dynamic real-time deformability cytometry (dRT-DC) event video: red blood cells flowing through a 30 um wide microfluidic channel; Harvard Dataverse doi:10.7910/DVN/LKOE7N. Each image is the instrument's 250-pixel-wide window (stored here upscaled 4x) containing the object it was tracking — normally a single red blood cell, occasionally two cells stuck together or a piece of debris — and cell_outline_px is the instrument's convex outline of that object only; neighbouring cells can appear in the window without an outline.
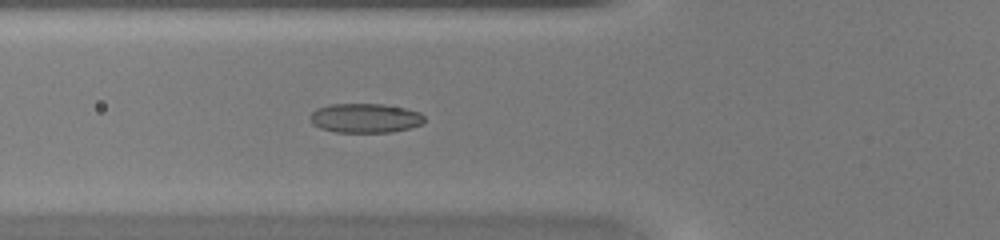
{"species": "common noctule bat (a hibernating species)", "species_latin": "Nyctalus noctula", "temperature_condition": "warm", "stored_images_in_passage": 46, "camera_frame_rate_fps": 3000, "um_per_image_px": 0.085, "animal": {"sex": "female", "body_mass_g": 20.0, "forearm_length_mm": 54.0}, "frame": {"image": 1, "passage_image": 18, "time_ms": 5.667, "image_size_px": [1000, 240], "cell_outline_px": [[424, 120], [420, 124], [408, 128], [392, 132], [336, 132], [320, 128], [312, 124], [308, 116], [316, 108], [328, 104], [384, 104], [404, 108], [420, 112], [424, 116]], "centroid_in_image_um": [30.99, 10.03], "position_along_channel_um": 94.8, "area_um2": 19.59}}
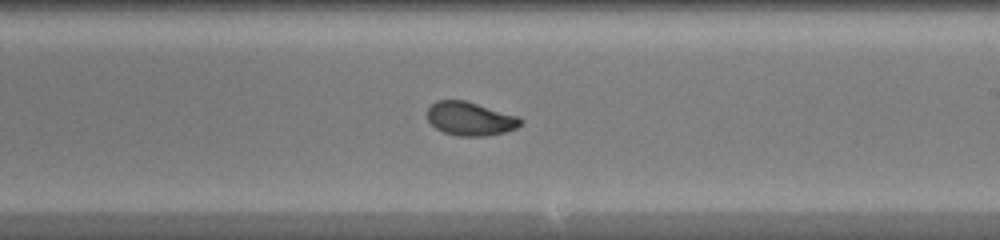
{"frame": {"image": 2, "passage_image": 28, "time_ms": 9.0, "image_size_px": [1000, 240], "cell_outline_px": [[524, 120], [516, 128], [504, 132], [484, 136], [460, 136], [444, 132], [436, 128], [428, 120], [428, 108], [436, 100], [464, 100], [516, 116]], "centroid_in_image_um": [39.94, 10.09], "position_along_channel_um": 249.1, "area_um2": 17.92}}
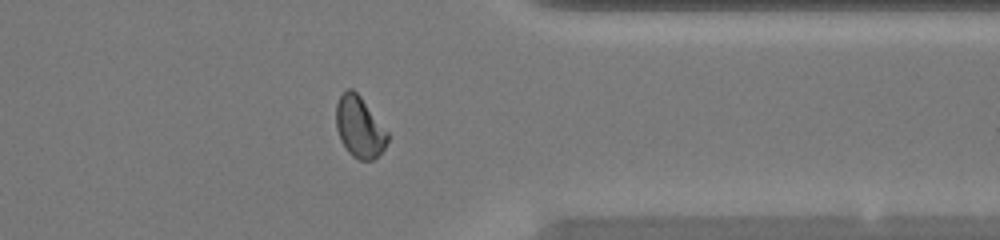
{"frame": {"image": 3, "passage_image": 37, "time_ms": 12.0, "image_size_px": [1000, 240], "cell_outline_px": [[388, 140], [384, 148], [372, 160], [360, 160], [352, 156], [348, 152], [340, 140], [336, 128], [336, 104], [340, 96], [348, 88], [352, 88], [360, 96], [388, 132]], "centroid_in_image_um": [30.53, 10.8], "position_along_channel_um": 380.9, "area_um2": 18.15}}